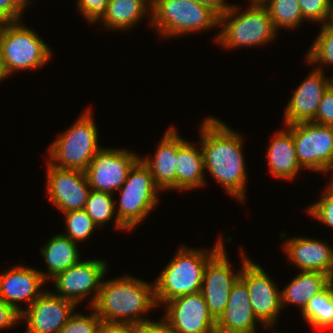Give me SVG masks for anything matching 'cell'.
Masks as SVG:
<instances>
[{
    "label": "cell",
    "instance_id": "1",
    "mask_svg": "<svg viewBox=\"0 0 333 333\" xmlns=\"http://www.w3.org/2000/svg\"><path fill=\"white\" fill-rule=\"evenodd\" d=\"M204 170L240 202L245 200L247 171L243 155V138L215 117H207L200 127Z\"/></svg>",
    "mask_w": 333,
    "mask_h": 333
},
{
    "label": "cell",
    "instance_id": "2",
    "mask_svg": "<svg viewBox=\"0 0 333 333\" xmlns=\"http://www.w3.org/2000/svg\"><path fill=\"white\" fill-rule=\"evenodd\" d=\"M157 306L154 283L125 275L102 280L98 298L92 307L102 322L137 324L148 321L142 315Z\"/></svg>",
    "mask_w": 333,
    "mask_h": 333
},
{
    "label": "cell",
    "instance_id": "3",
    "mask_svg": "<svg viewBox=\"0 0 333 333\" xmlns=\"http://www.w3.org/2000/svg\"><path fill=\"white\" fill-rule=\"evenodd\" d=\"M223 244L220 237L210 251L181 245L176 255L154 281L158 307L179 296L201 291L205 267L224 246Z\"/></svg>",
    "mask_w": 333,
    "mask_h": 333
},
{
    "label": "cell",
    "instance_id": "4",
    "mask_svg": "<svg viewBox=\"0 0 333 333\" xmlns=\"http://www.w3.org/2000/svg\"><path fill=\"white\" fill-rule=\"evenodd\" d=\"M232 5L219 17L224 27L214 40L225 48L264 45L276 37V29L265 5H250L245 12ZM239 13V14H238Z\"/></svg>",
    "mask_w": 333,
    "mask_h": 333
},
{
    "label": "cell",
    "instance_id": "5",
    "mask_svg": "<svg viewBox=\"0 0 333 333\" xmlns=\"http://www.w3.org/2000/svg\"><path fill=\"white\" fill-rule=\"evenodd\" d=\"M161 189L155 184L149 167L139 158L130 168L126 181L118 190L121 192L118 212L114 221L117 230L131 231L158 203L157 192Z\"/></svg>",
    "mask_w": 333,
    "mask_h": 333
},
{
    "label": "cell",
    "instance_id": "6",
    "mask_svg": "<svg viewBox=\"0 0 333 333\" xmlns=\"http://www.w3.org/2000/svg\"><path fill=\"white\" fill-rule=\"evenodd\" d=\"M163 38L219 26V16L196 0H152L151 25Z\"/></svg>",
    "mask_w": 333,
    "mask_h": 333
},
{
    "label": "cell",
    "instance_id": "7",
    "mask_svg": "<svg viewBox=\"0 0 333 333\" xmlns=\"http://www.w3.org/2000/svg\"><path fill=\"white\" fill-rule=\"evenodd\" d=\"M89 108L48 150V161L59 168L86 171L99 146L98 129Z\"/></svg>",
    "mask_w": 333,
    "mask_h": 333
},
{
    "label": "cell",
    "instance_id": "8",
    "mask_svg": "<svg viewBox=\"0 0 333 333\" xmlns=\"http://www.w3.org/2000/svg\"><path fill=\"white\" fill-rule=\"evenodd\" d=\"M20 21L0 22V41L7 78L13 72L37 69L52 57L50 47Z\"/></svg>",
    "mask_w": 333,
    "mask_h": 333
},
{
    "label": "cell",
    "instance_id": "9",
    "mask_svg": "<svg viewBox=\"0 0 333 333\" xmlns=\"http://www.w3.org/2000/svg\"><path fill=\"white\" fill-rule=\"evenodd\" d=\"M296 155L303 169L333 172V126L314 122L292 124Z\"/></svg>",
    "mask_w": 333,
    "mask_h": 333
},
{
    "label": "cell",
    "instance_id": "10",
    "mask_svg": "<svg viewBox=\"0 0 333 333\" xmlns=\"http://www.w3.org/2000/svg\"><path fill=\"white\" fill-rule=\"evenodd\" d=\"M241 255L240 279L248 289L252 311L264 328H272L282 309L280 289L259 264L245 255L244 250Z\"/></svg>",
    "mask_w": 333,
    "mask_h": 333
},
{
    "label": "cell",
    "instance_id": "11",
    "mask_svg": "<svg viewBox=\"0 0 333 333\" xmlns=\"http://www.w3.org/2000/svg\"><path fill=\"white\" fill-rule=\"evenodd\" d=\"M107 264L103 259L80 260L52 278L57 291L54 294L77 305L93 291L95 293L88 305L92 308L98 298L102 280L107 273Z\"/></svg>",
    "mask_w": 333,
    "mask_h": 333
},
{
    "label": "cell",
    "instance_id": "12",
    "mask_svg": "<svg viewBox=\"0 0 333 333\" xmlns=\"http://www.w3.org/2000/svg\"><path fill=\"white\" fill-rule=\"evenodd\" d=\"M139 158L138 155L123 148H101L85 171L89 186L92 190L115 194Z\"/></svg>",
    "mask_w": 333,
    "mask_h": 333
},
{
    "label": "cell",
    "instance_id": "13",
    "mask_svg": "<svg viewBox=\"0 0 333 333\" xmlns=\"http://www.w3.org/2000/svg\"><path fill=\"white\" fill-rule=\"evenodd\" d=\"M164 305V319L173 333H216V320L201 291L179 296Z\"/></svg>",
    "mask_w": 333,
    "mask_h": 333
},
{
    "label": "cell",
    "instance_id": "14",
    "mask_svg": "<svg viewBox=\"0 0 333 333\" xmlns=\"http://www.w3.org/2000/svg\"><path fill=\"white\" fill-rule=\"evenodd\" d=\"M47 194L62 213L83 210L91 187L84 171L59 168L47 161Z\"/></svg>",
    "mask_w": 333,
    "mask_h": 333
},
{
    "label": "cell",
    "instance_id": "15",
    "mask_svg": "<svg viewBox=\"0 0 333 333\" xmlns=\"http://www.w3.org/2000/svg\"><path fill=\"white\" fill-rule=\"evenodd\" d=\"M223 246L207 263L201 287V293L210 314L217 321L224 313L230 292L240 278V271L231 269L227 253Z\"/></svg>",
    "mask_w": 333,
    "mask_h": 333
},
{
    "label": "cell",
    "instance_id": "16",
    "mask_svg": "<svg viewBox=\"0 0 333 333\" xmlns=\"http://www.w3.org/2000/svg\"><path fill=\"white\" fill-rule=\"evenodd\" d=\"M75 307L72 301L44 290L20 313L21 320L27 322L25 333H58L74 313Z\"/></svg>",
    "mask_w": 333,
    "mask_h": 333
},
{
    "label": "cell",
    "instance_id": "17",
    "mask_svg": "<svg viewBox=\"0 0 333 333\" xmlns=\"http://www.w3.org/2000/svg\"><path fill=\"white\" fill-rule=\"evenodd\" d=\"M317 67L294 90L284 110L286 125L314 120L324 92L333 83L332 78L325 77L322 67Z\"/></svg>",
    "mask_w": 333,
    "mask_h": 333
},
{
    "label": "cell",
    "instance_id": "18",
    "mask_svg": "<svg viewBox=\"0 0 333 333\" xmlns=\"http://www.w3.org/2000/svg\"><path fill=\"white\" fill-rule=\"evenodd\" d=\"M45 282L38 269L15 265L0 274V298L21 313L19 302L30 306L44 292L41 287Z\"/></svg>",
    "mask_w": 333,
    "mask_h": 333
},
{
    "label": "cell",
    "instance_id": "19",
    "mask_svg": "<svg viewBox=\"0 0 333 333\" xmlns=\"http://www.w3.org/2000/svg\"><path fill=\"white\" fill-rule=\"evenodd\" d=\"M288 260L300 271H317L333 276V248L315 238L293 237L284 241Z\"/></svg>",
    "mask_w": 333,
    "mask_h": 333
},
{
    "label": "cell",
    "instance_id": "20",
    "mask_svg": "<svg viewBox=\"0 0 333 333\" xmlns=\"http://www.w3.org/2000/svg\"><path fill=\"white\" fill-rule=\"evenodd\" d=\"M246 284L239 278L232 287L224 313L216 321V333H257Z\"/></svg>",
    "mask_w": 333,
    "mask_h": 333
},
{
    "label": "cell",
    "instance_id": "21",
    "mask_svg": "<svg viewBox=\"0 0 333 333\" xmlns=\"http://www.w3.org/2000/svg\"><path fill=\"white\" fill-rule=\"evenodd\" d=\"M153 157L140 159L149 167L155 184L164 190L176 189L177 131L171 126L156 147Z\"/></svg>",
    "mask_w": 333,
    "mask_h": 333
},
{
    "label": "cell",
    "instance_id": "22",
    "mask_svg": "<svg viewBox=\"0 0 333 333\" xmlns=\"http://www.w3.org/2000/svg\"><path fill=\"white\" fill-rule=\"evenodd\" d=\"M274 135L267 150L271 175L278 179L293 180L302 167L296 155L292 125H285V130L278 131Z\"/></svg>",
    "mask_w": 333,
    "mask_h": 333
},
{
    "label": "cell",
    "instance_id": "23",
    "mask_svg": "<svg viewBox=\"0 0 333 333\" xmlns=\"http://www.w3.org/2000/svg\"><path fill=\"white\" fill-rule=\"evenodd\" d=\"M203 152L194 143L181 138L177 132L176 190H192L204 186Z\"/></svg>",
    "mask_w": 333,
    "mask_h": 333
},
{
    "label": "cell",
    "instance_id": "24",
    "mask_svg": "<svg viewBox=\"0 0 333 333\" xmlns=\"http://www.w3.org/2000/svg\"><path fill=\"white\" fill-rule=\"evenodd\" d=\"M41 254L48 272H41L43 279L49 280L80 261L78 245L62 233L52 236L41 248ZM49 278V279H48Z\"/></svg>",
    "mask_w": 333,
    "mask_h": 333
},
{
    "label": "cell",
    "instance_id": "25",
    "mask_svg": "<svg viewBox=\"0 0 333 333\" xmlns=\"http://www.w3.org/2000/svg\"><path fill=\"white\" fill-rule=\"evenodd\" d=\"M330 277L317 271H300L295 278L280 291L282 309L293 304L305 309L308 301L321 292L328 284Z\"/></svg>",
    "mask_w": 333,
    "mask_h": 333
},
{
    "label": "cell",
    "instance_id": "26",
    "mask_svg": "<svg viewBox=\"0 0 333 333\" xmlns=\"http://www.w3.org/2000/svg\"><path fill=\"white\" fill-rule=\"evenodd\" d=\"M151 7L152 0H110L107 13L100 23L107 29L128 30L147 13L151 25Z\"/></svg>",
    "mask_w": 333,
    "mask_h": 333
},
{
    "label": "cell",
    "instance_id": "27",
    "mask_svg": "<svg viewBox=\"0 0 333 333\" xmlns=\"http://www.w3.org/2000/svg\"><path fill=\"white\" fill-rule=\"evenodd\" d=\"M302 316L313 328H333V289L330 283L308 301Z\"/></svg>",
    "mask_w": 333,
    "mask_h": 333
},
{
    "label": "cell",
    "instance_id": "28",
    "mask_svg": "<svg viewBox=\"0 0 333 333\" xmlns=\"http://www.w3.org/2000/svg\"><path fill=\"white\" fill-rule=\"evenodd\" d=\"M276 31L278 28H297L305 19L298 0H269L265 4Z\"/></svg>",
    "mask_w": 333,
    "mask_h": 333
},
{
    "label": "cell",
    "instance_id": "29",
    "mask_svg": "<svg viewBox=\"0 0 333 333\" xmlns=\"http://www.w3.org/2000/svg\"><path fill=\"white\" fill-rule=\"evenodd\" d=\"M107 192L92 190L89 193L84 210L98 228L112 220L115 214L116 200Z\"/></svg>",
    "mask_w": 333,
    "mask_h": 333
},
{
    "label": "cell",
    "instance_id": "30",
    "mask_svg": "<svg viewBox=\"0 0 333 333\" xmlns=\"http://www.w3.org/2000/svg\"><path fill=\"white\" fill-rule=\"evenodd\" d=\"M66 230L68 233L62 235L68 237L73 242L88 240L93 231L98 227L92 218L83 210H71L64 212Z\"/></svg>",
    "mask_w": 333,
    "mask_h": 333
},
{
    "label": "cell",
    "instance_id": "31",
    "mask_svg": "<svg viewBox=\"0 0 333 333\" xmlns=\"http://www.w3.org/2000/svg\"><path fill=\"white\" fill-rule=\"evenodd\" d=\"M310 47L306 53V62L333 67V28H328L322 24L318 36Z\"/></svg>",
    "mask_w": 333,
    "mask_h": 333
},
{
    "label": "cell",
    "instance_id": "32",
    "mask_svg": "<svg viewBox=\"0 0 333 333\" xmlns=\"http://www.w3.org/2000/svg\"><path fill=\"white\" fill-rule=\"evenodd\" d=\"M92 309L91 315L73 313L58 333H98L102 321Z\"/></svg>",
    "mask_w": 333,
    "mask_h": 333
},
{
    "label": "cell",
    "instance_id": "33",
    "mask_svg": "<svg viewBox=\"0 0 333 333\" xmlns=\"http://www.w3.org/2000/svg\"><path fill=\"white\" fill-rule=\"evenodd\" d=\"M309 205L307 212L316 220L333 228V187L328 183L323 197Z\"/></svg>",
    "mask_w": 333,
    "mask_h": 333
},
{
    "label": "cell",
    "instance_id": "34",
    "mask_svg": "<svg viewBox=\"0 0 333 333\" xmlns=\"http://www.w3.org/2000/svg\"><path fill=\"white\" fill-rule=\"evenodd\" d=\"M330 0H298L303 18L324 24L328 17Z\"/></svg>",
    "mask_w": 333,
    "mask_h": 333
},
{
    "label": "cell",
    "instance_id": "35",
    "mask_svg": "<svg viewBox=\"0 0 333 333\" xmlns=\"http://www.w3.org/2000/svg\"><path fill=\"white\" fill-rule=\"evenodd\" d=\"M110 0H78L77 7L81 15L88 22L95 23L101 21L107 13V4Z\"/></svg>",
    "mask_w": 333,
    "mask_h": 333
},
{
    "label": "cell",
    "instance_id": "36",
    "mask_svg": "<svg viewBox=\"0 0 333 333\" xmlns=\"http://www.w3.org/2000/svg\"><path fill=\"white\" fill-rule=\"evenodd\" d=\"M312 122L333 126V83L324 92Z\"/></svg>",
    "mask_w": 333,
    "mask_h": 333
},
{
    "label": "cell",
    "instance_id": "37",
    "mask_svg": "<svg viewBox=\"0 0 333 333\" xmlns=\"http://www.w3.org/2000/svg\"><path fill=\"white\" fill-rule=\"evenodd\" d=\"M20 320V312L0 298V329H10Z\"/></svg>",
    "mask_w": 333,
    "mask_h": 333
},
{
    "label": "cell",
    "instance_id": "38",
    "mask_svg": "<svg viewBox=\"0 0 333 333\" xmlns=\"http://www.w3.org/2000/svg\"><path fill=\"white\" fill-rule=\"evenodd\" d=\"M136 333H173L168 322L162 321H145L136 324Z\"/></svg>",
    "mask_w": 333,
    "mask_h": 333
},
{
    "label": "cell",
    "instance_id": "39",
    "mask_svg": "<svg viewBox=\"0 0 333 333\" xmlns=\"http://www.w3.org/2000/svg\"><path fill=\"white\" fill-rule=\"evenodd\" d=\"M21 15L12 0H0V22L20 21Z\"/></svg>",
    "mask_w": 333,
    "mask_h": 333
},
{
    "label": "cell",
    "instance_id": "40",
    "mask_svg": "<svg viewBox=\"0 0 333 333\" xmlns=\"http://www.w3.org/2000/svg\"><path fill=\"white\" fill-rule=\"evenodd\" d=\"M98 333H136V324L101 322Z\"/></svg>",
    "mask_w": 333,
    "mask_h": 333
},
{
    "label": "cell",
    "instance_id": "41",
    "mask_svg": "<svg viewBox=\"0 0 333 333\" xmlns=\"http://www.w3.org/2000/svg\"><path fill=\"white\" fill-rule=\"evenodd\" d=\"M199 4L213 10L219 17L224 14L232 5L226 0H196ZM229 4V5H228Z\"/></svg>",
    "mask_w": 333,
    "mask_h": 333
},
{
    "label": "cell",
    "instance_id": "42",
    "mask_svg": "<svg viewBox=\"0 0 333 333\" xmlns=\"http://www.w3.org/2000/svg\"><path fill=\"white\" fill-rule=\"evenodd\" d=\"M31 3L30 0H12L13 6L21 13L23 14L25 8L27 5Z\"/></svg>",
    "mask_w": 333,
    "mask_h": 333
},
{
    "label": "cell",
    "instance_id": "43",
    "mask_svg": "<svg viewBox=\"0 0 333 333\" xmlns=\"http://www.w3.org/2000/svg\"><path fill=\"white\" fill-rule=\"evenodd\" d=\"M324 25L328 28H333V0L329 1L328 17Z\"/></svg>",
    "mask_w": 333,
    "mask_h": 333
},
{
    "label": "cell",
    "instance_id": "44",
    "mask_svg": "<svg viewBox=\"0 0 333 333\" xmlns=\"http://www.w3.org/2000/svg\"><path fill=\"white\" fill-rule=\"evenodd\" d=\"M7 79L6 69L3 62L2 45L0 41V81Z\"/></svg>",
    "mask_w": 333,
    "mask_h": 333
},
{
    "label": "cell",
    "instance_id": "45",
    "mask_svg": "<svg viewBox=\"0 0 333 333\" xmlns=\"http://www.w3.org/2000/svg\"><path fill=\"white\" fill-rule=\"evenodd\" d=\"M269 0H250L249 5H265Z\"/></svg>",
    "mask_w": 333,
    "mask_h": 333
},
{
    "label": "cell",
    "instance_id": "46",
    "mask_svg": "<svg viewBox=\"0 0 333 333\" xmlns=\"http://www.w3.org/2000/svg\"><path fill=\"white\" fill-rule=\"evenodd\" d=\"M329 283L331 284L332 289H333V276L330 277V279H329Z\"/></svg>",
    "mask_w": 333,
    "mask_h": 333
},
{
    "label": "cell",
    "instance_id": "47",
    "mask_svg": "<svg viewBox=\"0 0 333 333\" xmlns=\"http://www.w3.org/2000/svg\"><path fill=\"white\" fill-rule=\"evenodd\" d=\"M329 183H333V172H332V180H331V182H329Z\"/></svg>",
    "mask_w": 333,
    "mask_h": 333
}]
</instances>
